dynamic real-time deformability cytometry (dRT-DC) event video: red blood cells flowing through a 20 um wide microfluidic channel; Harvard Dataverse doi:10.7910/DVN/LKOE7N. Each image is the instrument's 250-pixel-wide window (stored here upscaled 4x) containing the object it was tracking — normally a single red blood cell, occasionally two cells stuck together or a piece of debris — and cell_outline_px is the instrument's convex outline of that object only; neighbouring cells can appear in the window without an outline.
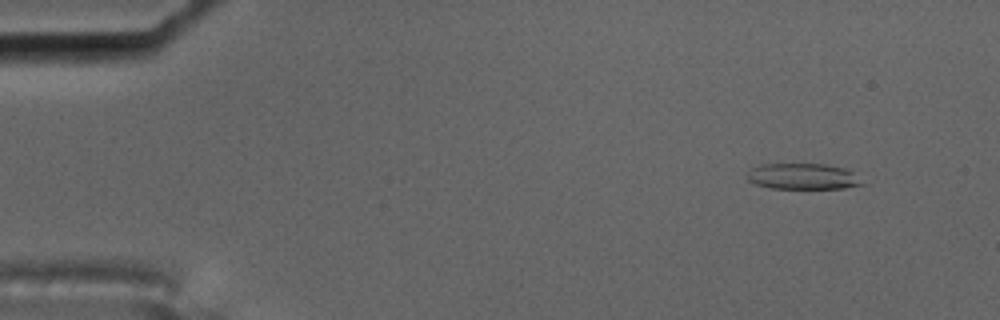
{"species": "common noctule bat (a hibernating species)", "species_latin": "Nyctalus noctula", "temperature_condition": "cold", "stored_images_in_passage": 4, "camera_frame_rate_fps": 3000, "um_per_image_px": 0.085, "animal": {"sex": "male", "body_mass_g": 17.5, "forearm_length_mm": 52.3}, "frame": {"image": 1, "passage_image": 1, "time_ms": 0.0, "image_size_px": [1000, 320], "cell_outline_px": [[864, 184], [844, 188], [772, 188], [756, 184], [748, 180], [748, 172], [752, 168], [760, 164], [824, 164], [844, 168], [852, 172]], "centroid_in_image_um": [68.22, 14.99], "position_along_channel_um": 16.8, "area_um2": 17.11}}
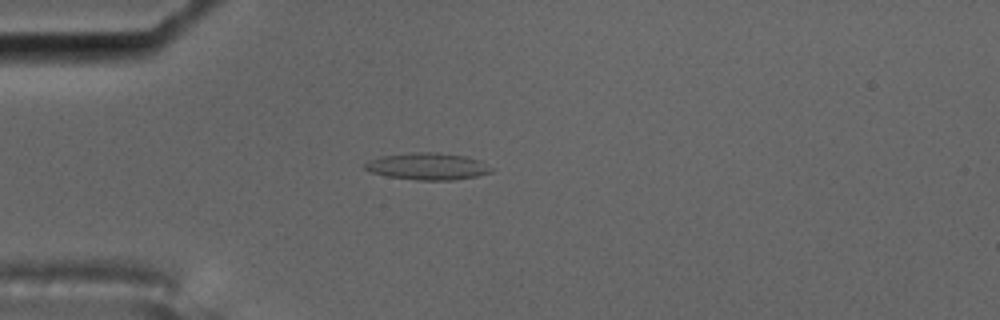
{"frame": {"image": 2, "passage_image": 4, "time_ms": 1.0, "image_size_px": [1000, 320], "cell_outline_px": [[496, 168], [492, 172], [476, 176], [452, 180], [416, 180], [388, 176], [368, 172], [364, 168], [364, 164], [368, 160], [380, 156], [408, 152], [436, 152], [468, 156], [480, 160]], "centroid_in_image_um": [36.36, 14.13], "position_along_channel_um": 48.6, "area_um2": 20.23}}